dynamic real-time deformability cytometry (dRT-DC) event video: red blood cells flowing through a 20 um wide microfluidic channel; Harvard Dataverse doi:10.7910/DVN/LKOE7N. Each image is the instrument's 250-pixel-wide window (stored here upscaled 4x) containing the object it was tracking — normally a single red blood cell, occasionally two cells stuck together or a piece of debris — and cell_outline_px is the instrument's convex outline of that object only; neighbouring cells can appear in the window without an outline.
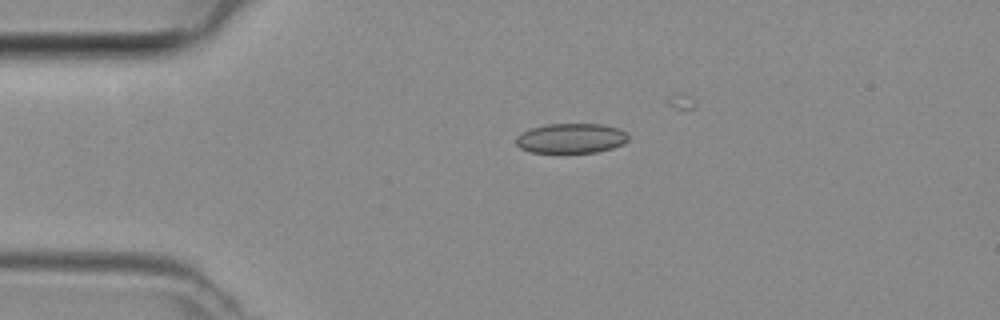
{"species": "common noctule bat (a hibernating species)", "species_latin": "Nyctalus noctula", "temperature_condition": "room temperature", "stored_images_in_passage": 5, "camera_frame_rate_fps": 3000, "um_per_image_px": 0.085, "animal": {"sex": "female", "body_mass_g": 29.2, "forearm_length_mm": 56.3}, "frame": {"image": 1, "passage_image": 5, "time_ms": 1.333, "image_size_px": [1000, 320], "cell_outline_px": [[628, 140], [624, 144], [612, 148], [596, 152], [528, 152], [520, 148], [516, 144], [516, 136], [532, 128], [548, 124], [604, 124], [620, 128], [628, 132]], "centroid_in_image_um": [48.59, 11.75], "position_along_channel_um": 36.4, "area_um2": 19.59}}